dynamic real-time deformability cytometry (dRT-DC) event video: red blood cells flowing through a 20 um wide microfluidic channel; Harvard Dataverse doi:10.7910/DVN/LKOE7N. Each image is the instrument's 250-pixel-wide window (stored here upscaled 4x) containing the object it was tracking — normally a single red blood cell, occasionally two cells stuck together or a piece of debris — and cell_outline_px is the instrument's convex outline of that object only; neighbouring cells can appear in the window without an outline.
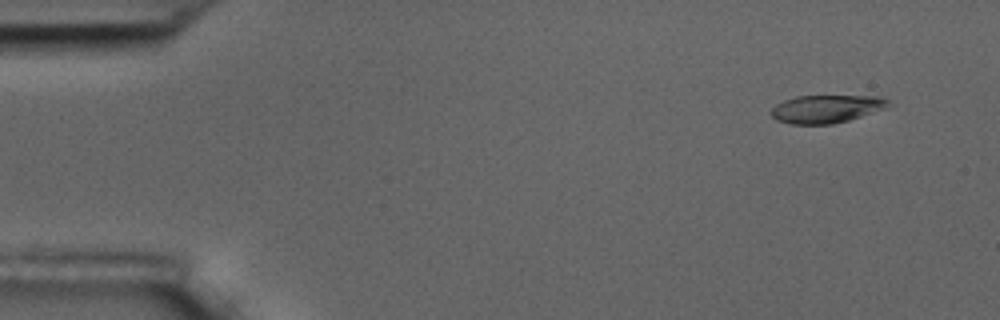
{"species": "common noctule bat (a hibernating species)", "species_latin": "Nyctalus noctula", "temperature_condition": "room temperature", "stored_images_in_passage": 5, "camera_frame_rate_fps": 3000, "um_per_image_px": 0.085, "animal": {"sex": "male", "body_mass_g": 17.5, "forearm_length_mm": 52.3}, "frame": {"image": 1, "passage_image": 2, "time_ms": 1.0, "image_size_px": [1000, 320], "cell_outline_px": [[888, 108], [848, 120], [832, 124], [792, 124], [776, 120], [768, 112], [776, 104], [784, 100], [796, 96], [880, 96], [888, 100]], "centroid_in_image_um": [70.21, 9.25], "position_along_channel_um": 14.8, "area_um2": 19.13}}
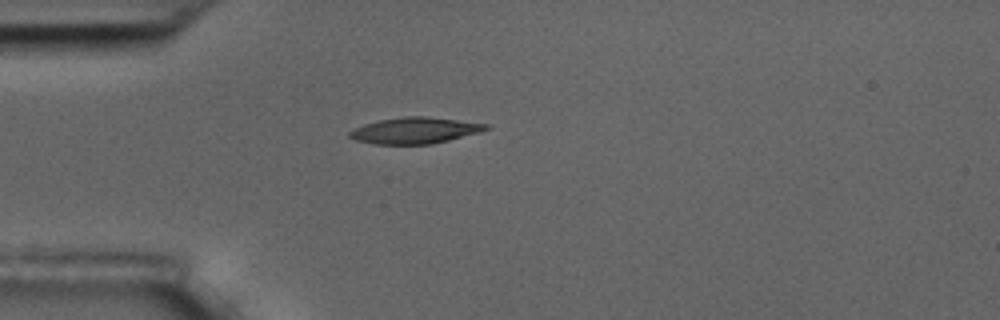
{"frame": {"image": 2, "passage_image": 5, "time_ms": 4.667, "image_size_px": [1000, 320], "cell_outline_px": [[492, 128], [480, 132], [432, 144], [376, 144], [356, 140], [348, 136], [348, 132], [364, 124], [380, 120], [404, 116], [424, 116], [488, 124]], "centroid_in_image_um": [35.27, 11.09], "position_along_channel_um": 49.7, "area_um2": 20.63}}